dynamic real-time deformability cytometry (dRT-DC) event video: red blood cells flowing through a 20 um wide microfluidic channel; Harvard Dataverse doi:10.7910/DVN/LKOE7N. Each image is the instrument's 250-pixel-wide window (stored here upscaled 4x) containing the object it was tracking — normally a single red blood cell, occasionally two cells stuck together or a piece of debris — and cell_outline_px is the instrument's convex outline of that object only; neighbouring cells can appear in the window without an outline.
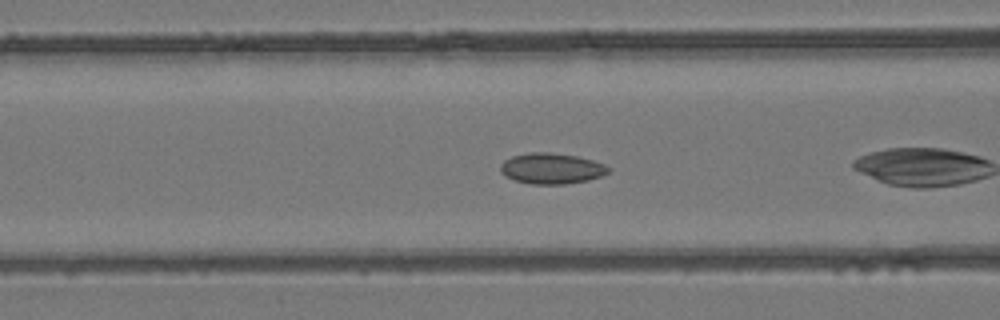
{"species": "common noctule bat (a hibernating species)", "species_latin": "Nyctalus noctula", "temperature_condition": "room temperature", "stored_images_in_passage": 23, "camera_frame_rate_fps": 3000, "um_per_image_px": 0.085, "animal": {"sex": "female", "body_mass_g": 24.6, "forearm_length_mm": 56.2}, "frame": {"image": 1, "passage_image": 4, "time_ms": 1.0, "image_size_px": [1000, 320], "cell_outline_px": [[612, 168], [608, 172], [600, 176], [588, 180], [564, 184], [532, 184], [516, 180], [504, 176], [500, 172], [500, 164], [504, 160], [512, 156], [532, 152], [548, 152], [576, 156], [592, 160], [604, 164]], "centroid_in_image_um": [46.86, 14.32], "position_along_channel_um": 119.7, "area_um2": 19.31}}